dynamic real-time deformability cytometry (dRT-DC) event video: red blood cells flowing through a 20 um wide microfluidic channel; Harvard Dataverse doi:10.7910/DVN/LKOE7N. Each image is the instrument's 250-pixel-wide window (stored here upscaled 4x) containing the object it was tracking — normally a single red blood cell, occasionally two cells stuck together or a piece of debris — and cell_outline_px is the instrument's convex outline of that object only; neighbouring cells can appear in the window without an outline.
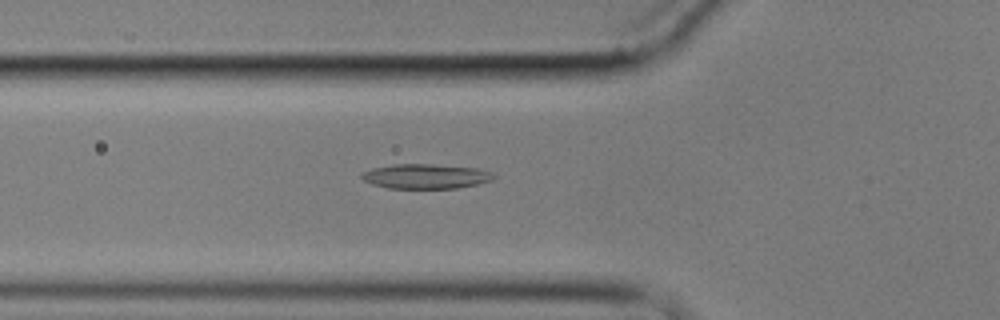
{"species": "common noctule bat (a hibernating species)", "species_latin": "Nyctalus noctula", "temperature_condition": "cold", "stored_images_in_passage": 6, "camera_frame_rate_fps": 3000, "um_per_image_px": 0.085, "animal": {"sex": "male", "body_mass_g": 17.9}, "frame": {"image": 1, "passage_image": 6, "time_ms": 6.0, "image_size_px": [1000, 320], "cell_outline_px": [[496, 176], [492, 180], [476, 184], [456, 188], [388, 188], [372, 184], [364, 180], [360, 176], [360, 172], [372, 168], [392, 164], [432, 164], [476, 168], [496, 172]], "centroid_in_image_um": [36.18, 14.98], "position_along_channel_um": 89.6, "area_um2": 19.13}}